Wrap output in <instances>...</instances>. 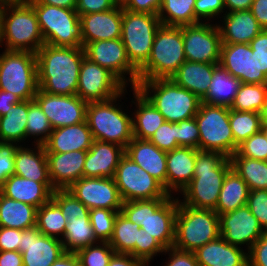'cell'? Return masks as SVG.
<instances>
[{"label":"cell","mask_w":267,"mask_h":266,"mask_svg":"<svg viewBox=\"0 0 267 266\" xmlns=\"http://www.w3.org/2000/svg\"><path fill=\"white\" fill-rule=\"evenodd\" d=\"M219 236V215L214 210L193 208L178 198L174 248L194 252Z\"/></svg>","instance_id":"cell-8"},{"label":"cell","mask_w":267,"mask_h":266,"mask_svg":"<svg viewBox=\"0 0 267 266\" xmlns=\"http://www.w3.org/2000/svg\"><path fill=\"white\" fill-rule=\"evenodd\" d=\"M67 190L89 210L103 208L121 211L123 205L114 178L81 177Z\"/></svg>","instance_id":"cell-19"},{"label":"cell","mask_w":267,"mask_h":266,"mask_svg":"<svg viewBox=\"0 0 267 266\" xmlns=\"http://www.w3.org/2000/svg\"><path fill=\"white\" fill-rule=\"evenodd\" d=\"M5 50L36 53L44 44L34 8L26 0L2 1Z\"/></svg>","instance_id":"cell-4"},{"label":"cell","mask_w":267,"mask_h":266,"mask_svg":"<svg viewBox=\"0 0 267 266\" xmlns=\"http://www.w3.org/2000/svg\"><path fill=\"white\" fill-rule=\"evenodd\" d=\"M140 228L139 224L133 223L121 212H118L113 234L109 240L114 251L135 257V243L138 242Z\"/></svg>","instance_id":"cell-41"},{"label":"cell","mask_w":267,"mask_h":266,"mask_svg":"<svg viewBox=\"0 0 267 266\" xmlns=\"http://www.w3.org/2000/svg\"><path fill=\"white\" fill-rule=\"evenodd\" d=\"M126 93L125 88L109 100L88 103L86 121L94 140L115 143L124 148L132 141V114L128 115L129 112L124 111L126 109L122 107L121 101Z\"/></svg>","instance_id":"cell-5"},{"label":"cell","mask_w":267,"mask_h":266,"mask_svg":"<svg viewBox=\"0 0 267 266\" xmlns=\"http://www.w3.org/2000/svg\"><path fill=\"white\" fill-rule=\"evenodd\" d=\"M163 115L165 121L177 123L193 118L201 99L169 79L138 80L136 87Z\"/></svg>","instance_id":"cell-6"},{"label":"cell","mask_w":267,"mask_h":266,"mask_svg":"<svg viewBox=\"0 0 267 266\" xmlns=\"http://www.w3.org/2000/svg\"><path fill=\"white\" fill-rule=\"evenodd\" d=\"M185 61L182 26L161 25L138 80L169 79Z\"/></svg>","instance_id":"cell-7"},{"label":"cell","mask_w":267,"mask_h":266,"mask_svg":"<svg viewBox=\"0 0 267 266\" xmlns=\"http://www.w3.org/2000/svg\"><path fill=\"white\" fill-rule=\"evenodd\" d=\"M253 0H224L226 13L232 11L250 10Z\"/></svg>","instance_id":"cell-65"},{"label":"cell","mask_w":267,"mask_h":266,"mask_svg":"<svg viewBox=\"0 0 267 266\" xmlns=\"http://www.w3.org/2000/svg\"><path fill=\"white\" fill-rule=\"evenodd\" d=\"M66 225L67 220L52 199L37 209L36 228L41 234L62 239Z\"/></svg>","instance_id":"cell-43"},{"label":"cell","mask_w":267,"mask_h":266,"mask_svg":"<svg viewBox=\"0 0 267 266\" xmlns=\"http://www.w3.org/2000/svg\"><path fill=\"white\" fill-rule=\"evenodd\" d=\"M20 101L22 100L15 94L0 89V117L4 116L14 104Z\"/></svg>","instance_id":"cell-63"},{"label":"cell","mask_w":267,"mask_h":266,"mask_svg":"<svg viewBox=\"0 0 267 266\" xmlns=\"http://www.w3.org/2000/svg\"><path fill=\"white\" fill-rule=\"evenodd\" d=\"M219 65L241 83L267 84V77L257 70L250 44H222Z\"/></svg>","instance_id":"cell-22"},{"label":"cell","mask_w":267,"mask_h":266,"mask_svg":"<svg viewBox=\"0 0 267 266\" xmlns=\"http://www.w3.org/2000/svg\"><path fill=\"white\" fill-rule=\"evenodd\" d=\"M126 87L107 69L84 57L78 77L77 93L82 100L98 102L109 100Z\"/></svg>","instance_id":"cell-17"},{"label":"cell","mask_w":267,"mask_h":266,"mask_svg":"<svg viewBox=\"0 0 267 266\" xmlns=\"http://www.w3.org/2000/svg\"><path fill=\"white\" fill-rule=\"evenodd\" d=\"M114 180L123 202L172 196L158 180L126 155L119 161Z\"/></svg>","instance_id":"cell-14"},{"label":"cell","mask_w":267,"mask_h":266,"mask_svg":"<svg viewBox=\"0 0 267 266\" xmlns=\"http://www.w3.org/2000/svg\"><path fill=\"white\" fill-rule=\"evenodd\" d=\"M178 196L123 202L121 213L153 236L165 249L173 247Z\"/></svg>","instance_id":"cell-3"},{"label":"cell","mask_w":267,"mask_h":266,"mask_svg":"<svg viewBox=\"0 0 267 266\" xmlns=\"http://www.w3.org/2000/svg\"><path fill=\"white\" fill-rule=\"evenodd\" d=\"M182 39L187 61L219 64L222 39L217 23L183 25Z\"/></svg>","instance_id":"cell-16"},{"label":"cell","mask_w":267,"mask_h":266,"mask_svg":"<svg viewBox=\"0 0 267 266\" xmlns=\"http://www.w3.org/2000/svg\"><path fill=\"white\" fill-rule=\"evenodd\" d=\"M198 151L191 147H179L167 152V192L170 195H180L193 179Z\"/></svg>","instance_id":"cell-27"},{"label":"cell","mask_w":267,"mask_h":266,"mask_svg":"<svg viewBox=\"0 0 267 266\" xmlns=\"http://www.w3.org/2000/svg\"><path fill=\"white\" fill-rule=\"evenodd\" d=\"M19 252L23 266H51L65 250L61 239L43 235L34 226L22 230Z\"/></svg>","instance_id":"cell-21"},{"label":"cell","mask_w":267,"mask_h":266,"mask_svg":"<svg viewBox=\"0 0 267 266\" xmlns=\"http://www.w3.org/2000/svg\"><path fill=\"white\" fill-rule=\"evenodd\" d=\"M218 65L186 60L170 79L202 100L208 93L213 71Z\"/></svg>","instance_id":"cell-33"},{"label":"cell","mask_w":267,"mask_h":266,"mask_svg":"<svg viewBox=\"0 0 267 266\" xmlns=\"http://www.w3.org/2000/svg\"><path fill=\"white\" fill-rule=\"evenodd\" d=\"M132 105L136 107L132 111L133 137L148 139L165 122L163 115L157 108L137 89L132 88ZM136 103V104H135Z\"/></svg>","instance_id":"cell-34"},{"label":"cell","mask_w":267,"mask_h":266,"mask_svg":"<svg viewBox=\"0 0 267 266\" xmlns=\"http://www.w3.org/2000/svg\"><path fill=\"white\" fill-rule=\"evenodd\" d=\"M249 193L247 183L231 168L224 178L214 211L222 215L246 205Z\"/></svg>","instance_id":"cell-38"},{"label":"cell","mask_w":267,"mask_h":266,"mask_svg":"<svg viewBox=\"0 0 267 266\" xmlns=\"http://www.w3.org/2000/svg\"><path fill=\"white\" fill-rule=\"evenodd\" d=\"M232 169L247 183L251 190H267V161L243 156L230 157Z\"/></svg>","instance_id":"cell-40"},{"label":"cell","mask_w":267,"mask_h":266,"mask_svg":"<svg viewBox=\"0 0 267 266\" xmlns=\"http://www.w3.org/2000/svg\"><path fill=\"white\" fill-rule=\"evenodd\" d=\"M149 141L165 152L179 148L177 143V123L165 121L149 138Z\"/></svg>","instance_id":"cell-50"},{"label":"cell","mask_w":267,"mask_h":266,"mask_svg":"<svg viewBox=\"0 0 267 266\" xmlns=\"http://www.w3.org/2000/svg\"><path fill=\"white\" fill-rule=\"evenodd\" d=\"M29 4H46L67 9H76V0H26Z\"/></svg>","instance_id":"cell-66"},{"label":"cell","mask_w":267,"mask_h":266,"mask_svg":"<svg viewBox=\"0 0 267 266\" xmlns=\"http://www.w3.org/2000/svg\"><path fill=\"white\" fill-rule=\"evenodd\" d=\"M260 131L264 134V136H265V138L267 140V125H261V130Z\"/></svg>","instance_id":"cell-70"},{"label":"cell","mask_w":267,"mask_h":266,"mask_svg":"<svg viewBox=\"0 0 267 266\" xmlns=\"http://www.w3.org/2000/svg\"><path fill=\"white\" fill-rule=\"evenodd\" d=\"M125 155L158 180L167 191V152L148 139L133 138L125 148Z\"/></svg>","instance_id":"cell-26"},{"label":"cell","mask_w":267,"mask_h":266,"mask_svg":"<svg viewBox=\"0 0 267 266\" xmlns=\"http://www.w3.org/2000/svg\"><path fill=\"white\" fill-rule=\"evenodd\" d=\"M42 109L53 129L86 121L88 103L78 95H55L38 89L33 99Z\"/></svg>","instance_id":"cell-18"},{"label":"cell","mask_w":267,"mask_h":266,"mask_svg":"<svg viewBox=\"0 0 267 266\" xmlns=\"http://www.w3.org/2000/svg\"><path fill=\"white\" fill-rule=\"evenodd\" d=\"M54 191L51 182H36L15 174L0 185V192L4 196L37 208L46 204Z\"/></svg>","instance_id":"cell-28"},{"label":"cell","mask_w":267,"mask_h":266,"mask_svg":"<svg viewBox=\"0 0 267 266\" xmlns=\"http://www.w3.org/2000/svg\"><path fill=\"white\" fill-rule=\"evenodd\" d=\"M250 11L262 29H267V0H253Z\"/></svg>","instance_id":"cell-61"},{"label":"cell","mask_w":267,"mask_h":266,"mask_svg":"<svg viewBox=\"0 0 267 266\" xmlns=\"http://www.w3.org/2000/svg\"><path fill=\"white\" fill-rule=\"evenodd\" d=\"M266 100L267 84L241 83L230 109L260 113Z\"/></svg>","instance_id":"cell-44"},{"label":"cell","mask_w":267,"mask_h":266,"mask_svg":"<svg viewBox=\"0 0 267 266\" xmlns=\"http://www.w3.org/2000/svg\"><path fill=\"white\" fill-rule=\"evenodd\" d=\"M0 46H4L3 43V31H2V1L0 0Z\"/></svg>","instance_id":"cell-69"},{"label":"cell","mask_w":267,"mask_h":266,"mask_svg":"<svg viewBox=\"0 0 267 266\" xmlns=\"http://www.w3.org/2000/svg\"><path fill=\"white\" fill-rule=\"evenodd\" d=\"M221 18L217 25L222 44H249L263 30L250 10L232 11Z\"/></svg>","instance_id":"cell-31"},{"label":"cell","mask_w":267,"mask_h":266,"mask_svg":"<svg viewBox=\"0 0 267 266\" xmlns=\"http://www.w3.org/2000/svg\"><path fill=\"white\" fill-rule=\"evenodd\" d=\"M51 266H80L76 253L64 252Z\"/></svg>","instance_id":"cell-67"},{"label":"cell","mask_w":267,"mask_h":266,"mask_svg":"<svg viewBox=\"0 0 267 266\" xmlns=\"http://www.w3.org/2000/svg\"><path fill=\"white\" fill-rule=\"evenodd\" d=\"M193 179L181 191L179 201L197 209L215 210L223 181L232 168L229 157L215 151L199 150L196 154Z\"/></svg>","instance_id":"cell-2"},{"label":"cell","mask_w":267,"mask_h":266,"mask_svg":"<svg viewBox=\"0 0 267 266\" xmlns=\"http://www.w3.org/2000/svg\"><path fill=\"white\" fill-rule=\"evenodd\" d=\"M124 155V147L94 140L86 154L83 177L114 178L119 161Z\"/></svg>","instance_id":"cell-25"},{"label":"cell","mask_w":267,"mask_h":266,"mask_svg":"<svg viewBox=\"0 0 267 266\" xmlns=\"http://www.w3.org/2000/svg\"><path fill=\"white\" fill-rule=\"evenodd\" d=\"M14 174V146L0 144V185Z\"/></svg>","instance_id":"cell-59"},{"label":"cell","mask_w":267,"mask_h":266,"mask_svg":"<svg viewBox=\"0 0 267 266\" xmlns=\"http://www.w3.org/2000/svg\"><path fill=\"white\" fill-rule=\"evenodd\" d=\"M45 44L58 47H83L80 16L76 9L46 4H30Z\"/></svg>","instance_id":"cell-10"},{"label":"cell","mask_w":267,"mask_h":266,"mask_svg":"<svg viewBox=\"0 0 267 266\" xmlns=\"http://www.w3.org/2000/svg\"><path fill=\"white\" fill-rule=\"evenodd\" d=\"M195 120L200 132L199 150L234 154V137L229 122V108L200 103Z\"/></svg>","instance_id":"cell-13"},{"label":"cell","mask_w":267,"mask_h":266,"mask_svg":"<svg viewBox=\"0 0 267 266\" xmlns=\"http://www.w3.org/2000/svg\"><path fill=\"white\" fill-rule=\"evenodd\" d=\"M240 85L241 81L238 78H235L227 70L218 65L213 71L208 93L201 102L208 105L230 108Z\"/></svg>","instance_id":"cell-36"},{"label":"cell","mask_w":267,"mask_h":266,"mask_svg":"<svg viewBox=\"0 0 267 266\" xmlns=\"http://www.w3.org/2000/svg\"><path fill=\"white\" fill-rule=\"evenodd\" d=\"M220 236L236 246L246 244L247 251L264 234L261 225L247 205L219 215Z\"/></svg>","instance_id":"cell-20"},{"label":"cell","mask_w":267,"mask_h":266,"mask_svg":"<svg viewBox=\"0 0 267 266\" xmlns=\"http://www.w3.org/2000/svg\"><path fill=\"white\" fill-rule=\"evenodd\" d=\"M248 266H267V233L247 251Z\"/></svg>","instance_id":"cell-57"},{"label":"cell","mask_w":267,"mask_h":266,"mask_svg":"<svg viewBox=\"0 0 267 266\" xmlns=\"http://www.w3.org/2000/svg\"><path fill=\"white\" fill-rule=\"evenodd\" d=\"M165 248L142 228L139 229L138 242L135 243V257L141 259L147 266L157 255L164 254Z\"/></svg>","instance_id":"cell-49"},{"label":"cell","mask_w":267,"mask_h":266,"mask_svg":"<svg viewBox=\"0 0 267 266\" xmlns=\"http://www.w3.org/2000/svg\"><path fill=\"white\" fill-rule=\"evenodd\" d=\"M163 0H120L123 9L158 15Z\"/></svg>","instance_id":"cell-56"},{"label":"cell","mask_w":267,"mask_h":266,"mask_svg":"<svg viewBox=\"0 0 267 266\" xmlns=\"http://www.w3.org/2000/svg\"><path fill=\"white\" fill-rule=\"evenodd\" d=\"M123 8L120 2L104 12L80 16L83 47L90 42L121 38Z\"/></svg>","instance_id":"cell-23"},{"label":"cell","mask_w":267,"mask_h":266,"mask_svg":"<svg viewBox=\"0 0 267 266\" xmlns=\"http://www.w3.org/2000/svg\"><path fill=\"white\" fill-rule=\"evenodd\" d=\"M246 205L267 233V190H251Z\"/></svg>","instance_id":"cell-52"},{"label":"cell","mask_w":267,"mask_h":266,"mask_svg":"<svg viewBox=\"0 0 267 266\" xmlns=\"http://www.w3.org/2000/svg\"><path fill=\"white\" fill-rule=\"evenodd\" d=\"M25 145H14V174L36 182H51L45 147Z\"/></svg>","instance_id":"cell-32"},{"label":"cell","mask_w":267,"mask_h":266,"mask_svg":"<svg viewBox=\"0 0 267 266\" xmlns=\"http://www.w3.org/2000/svg\"><path fill=\"white\" fill-rule=\"evenodd\" d=\"M85 57L111 72L126 88L138 85V70L128 59L126 48L121 40H99L87 43ZM128 75V77H126ZM130 83V84H129Z\"/></svg>","instance_id":"cell-15"},{"label":"cell","mask_w":267,"mask_h":266,"mask_svg":"<svg viewBox=\"0 0 267 266\" xmlns=\"http://www.w3.org/2000/svg\"><path fill=\"white\" fill-rule=\"evenodd\" d=\"M94 141L87 121L53 129L43 144L46 153L88 151Z\"/></svg>","instance_id":"cell-29"},{"label":"cell","mask_w":267,"mask_h":266,"mask_svg":"<svg viewBox=\"0 0 267 266\" xmlns=\"http://www.w3.org/2000/svg\"><path fill=\"white\" fill-rule=\"evenodd\" d=\"M260 116L262 119V125H267V100L260 112Z\"/></svg>","instance_id":"cell-68"},{"label":"cell","mask_w":267,"mask_h":266,"mask_svg":"<svg viewBox=\"0 0 267 266\" xmlns=\"http://www.w3.org/2000/svg\"><path fill=\"white\" fill-rule=\"evenodd\" d=\"M83 47L44 44L37 52L38 87L49 94L76 95Z\"/></svg>","instance_id":"cell-1"},{"label":"cell","mask_w":267,"mask_h":266,"mask_svg":"<svg viewBox=\"0 0 267 266\" xmlns=\"http://www.w3.org/2000/svg\"><path fill=\"white\" fill-rule=\"evenodd\" d=\"M51 199L60 207L67 220L61 239L65 252L78 250L99 242L89 219V209L68 190H55Z\"/></svg>","instance_id":"cell-12"},{"label":"cell","mask_w":267,"mask_h":266,"mask_svg":"<svg viewBox=\"0 0 267 266\" xmlns=\"http://www.w3.org/2000/svg\"><path fill=\"white\" fill-rule=\"evenodd\" d=\"M37 207L16 201L0 192V227L24 230L36 226Z\"/></svg>","instance_id":"cell-37"},{"label":"cell","mask_w":267,"mask_h":266,"mask_svg":"<svg viewBox=\"0 0 267 266\" xmlns=\"http://www.w3.org/2000/svg\"><path fill=\"white\" fill-rule=\"evenodd\" d=\"M87 151L46 153L50 181L55 190H67L83 177Z\"/></svg>","instance_id":"cell-24"},{"label":"cell","mask_w":267,"mask_h":266,"mask_svg":"<svg viewBox=\"0 0 267 266\" xmlns=\"http://www.w3.org/2000/svg\"><path fill=\"white\" fill-rule=\"evenodd\" d=\"M0 89L33 100L39 89L36 53L5 50L0 54Z\"/></svg>","instance_id":"cell-9"},{"label":"cell","mask_w":267,"mask_h":266,"mask_svg":"<svg viewBox=\"0 0 267 266\" xmlns=\"http://www.w3.org/2000/svg\"><path fill=\"white\" fill-rule=\"evenodd\" d=\"M118 212L121 211L103 208H95L89 211L90 223L93 227L95 238L99 242H109Z\"/></svg>","instance_id":"cell-46"},{"label":"cell","mask_w":267,"mask_h":266,"mask_svg":"<svg viewBox=\"0 0 267 266\" xmlns=\"http://www.w3.org/2000/svg\"><path fill=\"white\" fill-rule=\"evenodd\" d=\"M28 100L14 104L10 110L0 117V144L20 145L27 140Z\"/></svg>","instance_id":"cell-35"},{"label":"cell","mask_w":267,"mask_h":266,"mask_svg":"<svg viewBox=\"0 0 267 266\" xmlns=\"http://www.w3.org/2000/svg\"><path fill=\"white\" fill-rule=\"evenodd\" d=\"M120 0H76V11L81 15L113 9Z\"/></svg>","instance_id":"cell-55"},{"label":"cell","mask_w":267,"mask_h":266,"mask_svg":"<svg viewBox=\"0 0 267 266\" xmlns=\"http://www.w3.org/2000/svg\"><path fill=\"white\" fill-rule=\"evenodd\" d=\"M199 136L195 117L177 122V143L179 147H191L199 150Z\"/></svg>","instance_id":"cell-51"},{"label":"cell","mask_w":267,"mask_h":266,"mask_svg":"<svg viewBox=\"0 0 267 266\" xmlns=\"http://www.w3.org/2000/svg\"><path fill=\"white\" fill-rule=\"evenodd\" d=\"M116 252L109 242H97L76 252L80 266H108Z\"/></svg>","instance_id":"cell-47"},{"label":"cell","mask_w":267,"mask_h":266,"mask_svg":"<svg viewBox=\"0 0 267 266\" xmlns=\"http://www.w3.org/2000/svg\"><path fill=\"white\" fill-rule=\"evenodd\" d=\"M194 11L196 18L200 22H213L214 18L219 19L222 17V13L223 15L226 13V8L224 0H196Z\"/></svg>","instance_id":"cell-53"},{"label":"cell","mask_w":267,"mask_h":266,"mask_svg":"<svg viewBox=\"0 0 267 266\" xmlns=\"http://www.w3.org/2000/svg\"><path fill=\"white\" fill-rule=\"evenodd\" d=\"M164 253L169 254L165 266H199L193 252L182 251L171 247L165 249Z\"/></svg>","instance_id":"cell-58"},{"label":"cell","mask_w":267,"mask_h":266,"mask_svg":"<svg viewBox=\"0 0 267 266\" xmlns=\"http://www.w3.org/2000/svg\"><path fill=\"white\" fill-rule=\"evenodd\" d=\"M0 266H23L19 251H0Z\"/></svg>","instance_id":"cell-64"},{"label":"cell","mask_w":267,"mask_h":266,"mask_svg":"<svg viewBox=\"0 0 267 266\" xmlns=\"http://www.w3.org/2000/svg\"><path fill=\"white\" fill-rule=\"evenodd\" d=\"M196 0H163L158 17L162 25L183 26L200 23L195 16Z\"/></svg>","instance_id":"cell-39"},{"label":"cell","mask_w":267,"mask_h":266,"mask_svg":"<svg viewBox=\"0 0 267 266\" xmlns=\"http://www.w3.org/2000/svg\"><path fill=\"white\" fill-rule=\"evenodd\" d=\"M22 230L0 227V251H19Z\"/></svg>","instance_id":"cell-60"},{"label":"cell","mask_w":267,"mask_h":266,"mask_svg":"<svg viewBox=\"0 0 267 266\" xmlns=\"http://www.w3.org/2000/svg\"><path fill=\"white\" fill-rule=\"evenodd\" d=\"M193 253L199 266H248L247 250L228 243L221 236Z\"/></svg>","instance_id":"cell-30"},{"label":"cell","mask_w":267,"mask_h":266,"mask_svg":"<svg viewBox=\"0 0 267 266\" xmlns=\"http://www.w3.org/2000/svg\"><path fill=\"white\" fill-rule=\"evenodd\" d=\"M249 44L254 53L257 70L267 77V29H263Z\"/></svg>","instance_id":"cell-54"},{"label":"cell","mask_w":267,"mask_h":266,"mask_svg":"<svg viewBox=\"0 0 267 266\" xmlns=\"http://www.w3.org/2000/svg\"><path fill=\"white\" fill-rule=\"evenodd\" d=\"M108 266H147L141 259L130 254L115 253Z\"/></svg>","instance_id":"cell-62"},{"label":"cell","mask_w":267,"mask_h":266,"mask_svg":"<svg viewBox=\"0 0 267 266\" xmlns=\"http://www.w3.org/2000/svg\"><path fill=\"white\" fill-rule=\"evenodd\" d=\"M26 130L28 140L30 137L35 138L32 143L42 145L49 139L53 130L48 117L34 100H28Z\"/></svg>","instance_id":"cell-45"},{"label":"cell","mask_w":267,"mask_h":266,"mask_svg":"<svg viewBox=\"0 0 267 266\" xmlns=\"http://www.w3.org/2000/svg\"><path fill=\"white\" fill-rule=\"evenodd\" d=\"M232 156H243L250 159L267 161V140L260 131L246 139Z\"/></svg>","instance_id":"cell-48"},{"label":"cell","mask_w":267,"mask_h":266,"mask_svg":"<svg viewBox=\"0 0 267 266\" xmlns=\"http://www.w3.org/2000/svg\"><path fill=\"white\" fill-rule=\"evenodd\" d=\"M161 25L158 15L123 9L121 40L128 59L137 70L147 62Z\"/></svg>","instance_id":"cell-11"},{"label":"cell","mask_w":267,"mask_h":266,"mask_svg":"<svg viewBox=\"0 0 267 266\" xmlns=\"http://www.w3.org/2000/svg\"><path fill=\"white\" fill-rule=\"evenodd\" d=\"M229 122L234 137V153L246 139L260 132L262 125L259 112L235 111L230 108Z\"/></svg>","instance_id":"cell-42"}]
</instances>
